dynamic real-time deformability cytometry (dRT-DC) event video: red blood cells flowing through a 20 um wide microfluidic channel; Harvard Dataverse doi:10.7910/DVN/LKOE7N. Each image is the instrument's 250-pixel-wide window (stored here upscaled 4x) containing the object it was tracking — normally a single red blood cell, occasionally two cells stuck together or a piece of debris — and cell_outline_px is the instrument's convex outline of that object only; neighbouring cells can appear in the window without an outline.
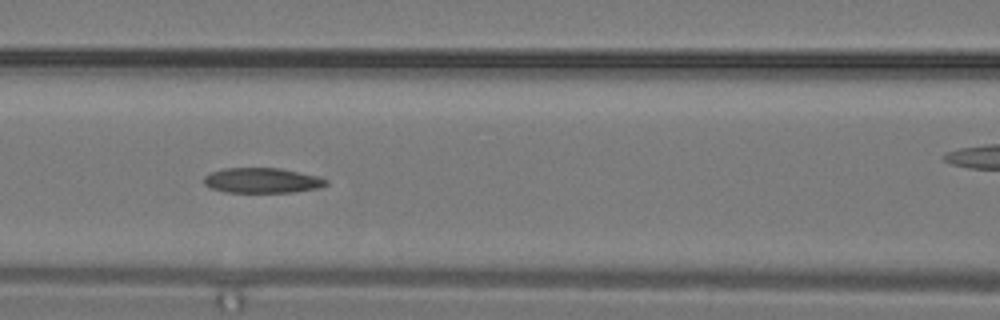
{"species": "common noctule bat (a hibernating species)", "species_latin": "Nyctalus noctula", "temperature_condition": "warm", "stored_images_in_passage": 18, "camera_frame_rate_fps": 3000, "um_per_image_px": 0.085, "animal": {"sex": "male", "body_mass_g": 19.2, "forearm_length_mm": 51.8}, "frame": {"image": 1, "passage_image": 11, "time_ms": 3.333, "image_size_px": [1000, 320], "cell_outline_px": [[328, 184], [320, 188], [292, 192], [224, 192], [212, 188], [204, 184], [204, 176], [212, 172], [224, 168], [280, 168], [320, 176], [328, 180]], "centroid_in_image_um": [22.32, 15.33], "position_along_channel_um": 144.3, "area_um2": 17.98}}
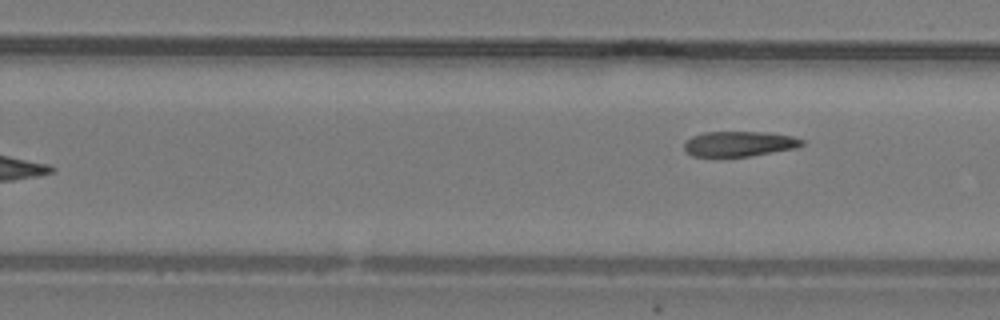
{"frame": {"image": 2, "passage_image": 18, "time_ms": 5.667, "image_size_px": [1000, 320], "cell_outline_px": [[804, 144], [796, 148], [748, 156], [692, 156], [684, 148], [684, 144], [692, 136], [704, 132], [768, 132], [792, 136], [804, 140]], "centroid_in_image_um": [62.86, 12.21], "position_along_channel_um": 266.9, "area_um2": 17.11}}